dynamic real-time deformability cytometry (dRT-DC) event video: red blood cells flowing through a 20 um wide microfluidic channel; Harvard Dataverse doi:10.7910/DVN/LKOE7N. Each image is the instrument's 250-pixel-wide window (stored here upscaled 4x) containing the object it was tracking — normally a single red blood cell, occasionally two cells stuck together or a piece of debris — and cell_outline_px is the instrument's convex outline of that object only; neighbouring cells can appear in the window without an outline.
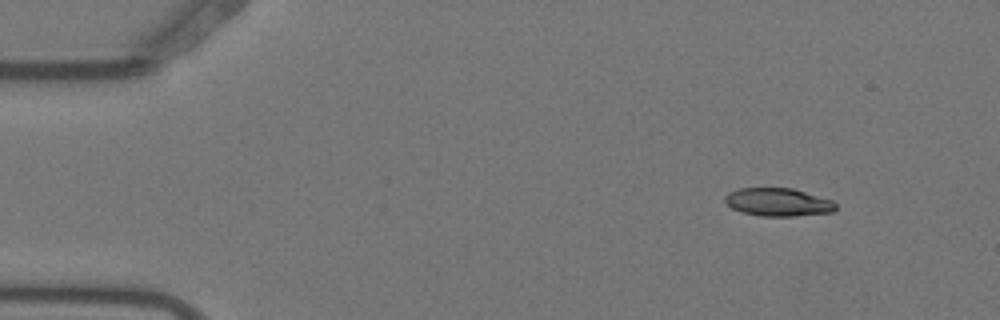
{"species": "Egyptian fruit bat (a non-hibernating species)", "species_latin": "Rousettus aegyptiacus", "temperature_condition": "warm", "stored_images_in_passage": 6, "camera_frame_rate_fps": 3000, "um_per_image_px": 0.085, "animal": {"sex": "female"}, "frame": {"image": 1, "passage_image": 2, "time_ms": 0.333, "image_size_px": [1000, 320], "cell_outline_px": [[836, 208], [832, 212], [792, 216], [760, 216], [744, 212], [732, 208], [724, 200], [724, 196], [728, 192], [740, 188], [792, 188], [832, 200], [836, 204]], "centroid_in_image_um": [66.12, 17.17], "position_along_channel_um": 18.9, "area_um2": 17.98}}
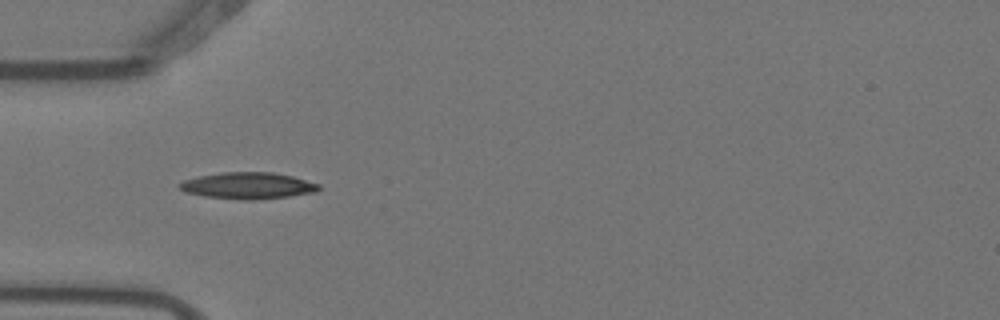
{"frame": {"image": 2, "passage_image": 5, "time_ms": 1.333, "image_size_px": [1000, 320], "cell_outline_px": [[320, 188], [316, 192], [288, 196], [252, 200], [244, 200], [204, 196], [184, 192], [176, 184], [184, 180], [200, 176], [224, 172], [272, 172], [292, 176], [320, 184]], "centroid_in_image_um": [21.06, 15.78], "position_along_channel_um": 63.9, "area_um2": 21.44}}
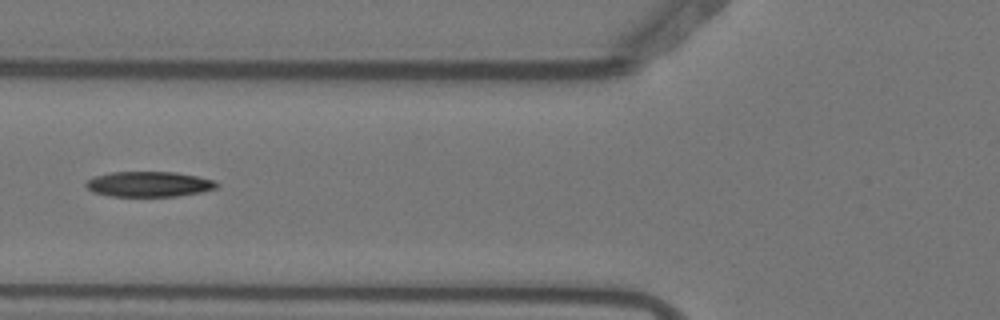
{"frame": {"image": 3, "passage_image": 6, "time_ms": 1.667, "image_size_px": [1000, 320], "cell_outline_px": [[220, 184], [216, 188], [200, 192], [176, 196], [108, 196], [92, 192], [84, 184], [92, 176], [112, 172], [176, 172], [216, 180]], "centroid_in_image_um": [12.65, 15.65], "position_along_channel_um": 113.2, "area_um2": 19.36}}